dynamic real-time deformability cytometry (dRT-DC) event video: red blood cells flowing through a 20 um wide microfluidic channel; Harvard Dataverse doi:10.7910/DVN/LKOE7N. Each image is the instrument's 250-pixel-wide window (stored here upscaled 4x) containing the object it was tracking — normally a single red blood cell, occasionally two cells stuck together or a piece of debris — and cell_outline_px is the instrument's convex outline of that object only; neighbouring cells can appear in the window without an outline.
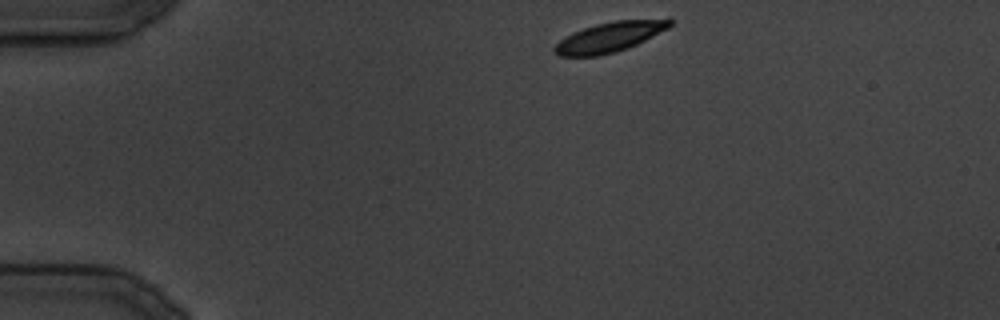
{"species": "common noctule bat (a hibernating species)", "species_latin": "Nyctalus noctula", "temperature_condition": "cold", "stored_images_in_passage": 28, "camera_frame_rate_fps": 3000, "um_per_image_px": 0.085, "animal": {"sex": "male", "body_mass_g": 19.5, "forearm_length_mm": 54.6}, "frame": {"image": 1, "passage_image": 1, "time_ms": 0.0, "image_size_px": [1000, 320], "cell_outline_px": [[672, 24], [668, 28], [628, 48], [616, 52], [600, 56], [556, 56], [552, 48], [564, 36], [572, 32], [596, 24], [616, 20], [672, 20]], "centroid_in_image_um": [51.72, 3.18], "position_along_channel_um": 33.3, "area_um2": 19.88}}
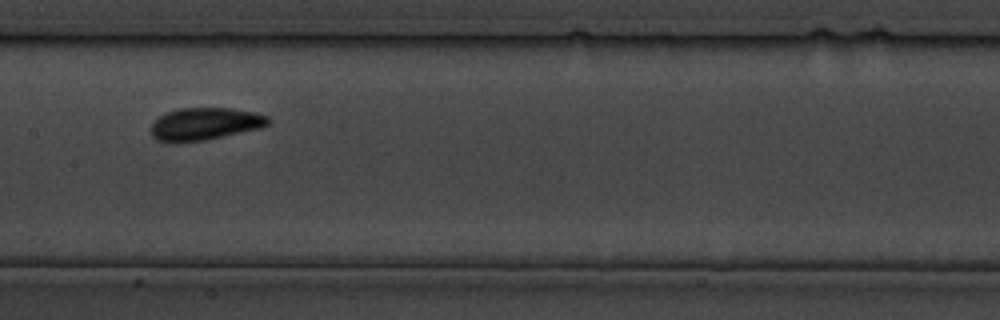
{"frame": {"image": 2, "passage_image": 12, "time_ms": 13.667, "image_size_px": [1000, 320], "cell_outline_px": [[272, 120], [264, 128], [204, 140], [176, 144], [172, 144], [156, 140], [152, 136], [152, 124], [160, 116], [168, 112], [180, 108], [228, 108], [252, 112], [268, 116]], "centroid_in_image_um": [17.43, 10.56], "position_along_channel_um": 190.0, "area_um2": 22.37}}
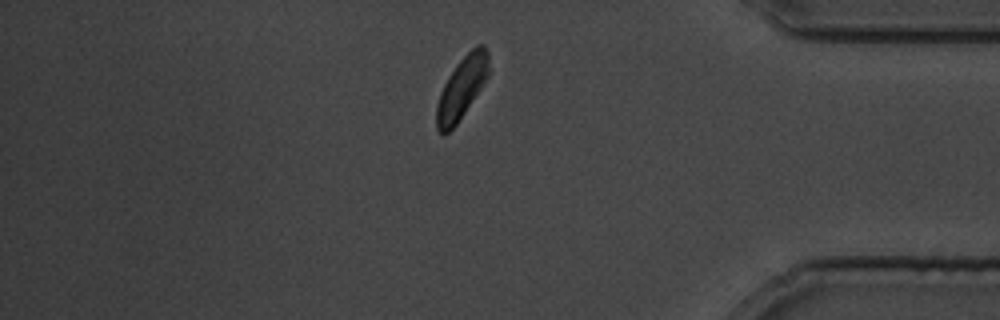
{"frame": {"image": 3, "passage_image": 24, "time_ms": 28.333, "image_size_px": [1000, 320], "cell_outline_px": [[488, 76], [456, 124], [444, 136], [436, 128], [436, 104], [440, 92], [448, 76], [456, 64], [476, 44], [484, 44], [488, 52]], "centroid_in_image_um": [39.22, 7.45], "position_along_channel_um": 396.0, "area_um2": 18.55}}